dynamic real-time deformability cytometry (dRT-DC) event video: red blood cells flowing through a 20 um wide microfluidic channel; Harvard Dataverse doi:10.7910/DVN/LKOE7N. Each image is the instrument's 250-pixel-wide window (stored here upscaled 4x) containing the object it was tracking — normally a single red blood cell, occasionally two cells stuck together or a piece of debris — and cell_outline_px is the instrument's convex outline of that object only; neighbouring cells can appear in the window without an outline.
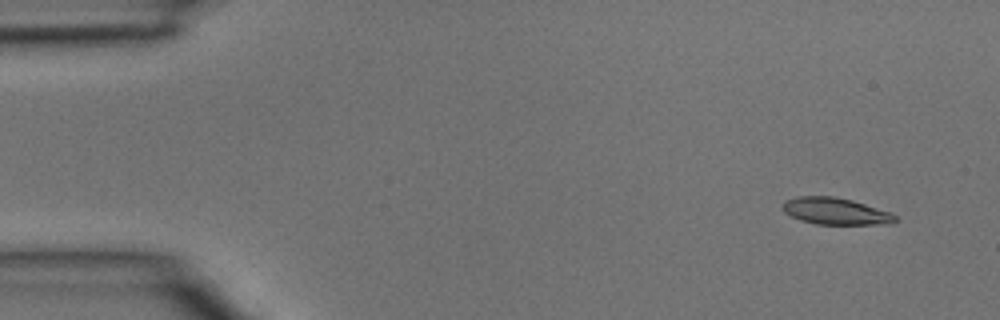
{"species": "common noctule bat (a hibernating species)", "species_latin": "Nyctalus noctula", "temperature_condition": "room temperature", "stored_images_in_passage": 4, "camera_frame_rate_fps": 3000, "um_per_image_px": 0.085, "animal": {"sex": "male", "body_mass_g": 15.6}, "frame": {"image": 1, "passage_image": 1, "time_ms": 0.0, "image_size_px": [1000, 320], "cell_outline_px": [[896, 220], [892, 224], [816, 224], [800, 220], [784, 212], [780, 204], [784, 200], [796, 196], [836, 196], [852, 200], [892, 212], [896, 216]], "centroid_in_image_um": [71.0, 17.94], "position_along_channel_um": 14.0, "area_um2": 17.8}}
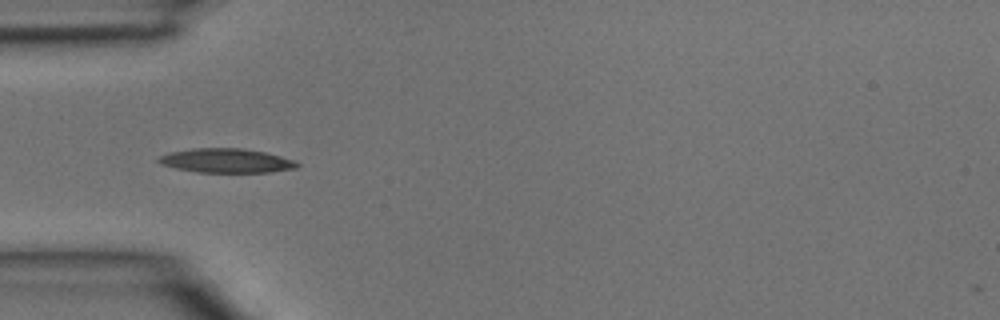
{"frame": {"image": 2, "passage_image": 4, "time_ms": 1.0, "image_size_px": [1000, 320], "cell_outline_px": [[300, 164], [296, 168], [272, 172], [196, 172], [176, 168], [160, 164], [156, 160], [160, 156], [168, 152], [192, 148], [240, 148], [264, 152], [280, 156], [292, 160]], "centroid_in_image_um": [19.19, 13.65], "position_along_channel_um": 65.8, "area_um2": 19.48}}